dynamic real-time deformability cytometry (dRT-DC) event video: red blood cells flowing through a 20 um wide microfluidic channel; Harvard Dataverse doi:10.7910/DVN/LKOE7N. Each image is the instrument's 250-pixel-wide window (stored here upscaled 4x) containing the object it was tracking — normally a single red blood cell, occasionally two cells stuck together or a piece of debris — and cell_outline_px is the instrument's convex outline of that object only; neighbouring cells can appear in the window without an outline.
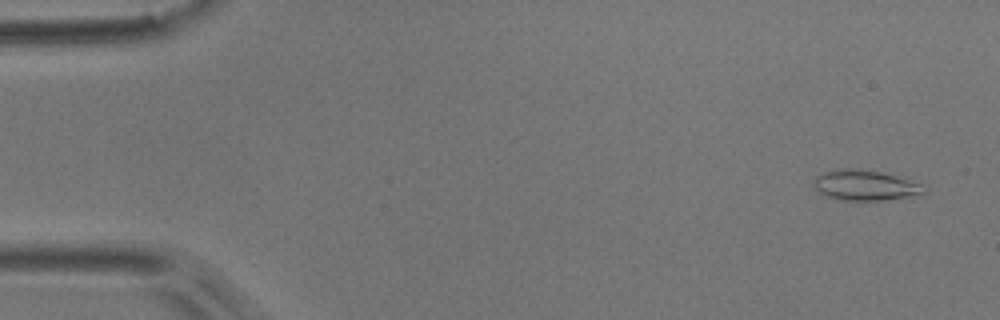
{"species": "common noctule bat (a hibernating species)", "species_latin": "Nyctalus noctula", "temperature_condition": "room temperature", "stored_images_in_passage": 4, "camera_frame_rate_fps": 3000, "um_per_image_px": 0.085, "animal": {"sex": "male", "body_mass_g": 17.9}, "frame": {"image": 1, "passage_image": 1, "time_ms": 0.0, "image_size_px": [1000, 320], "cell_outline_px": [[928, 192], [908, 196], [880, 200], [836, 200], [820, 192], [816, 188], [812, 180], [816, 176], [824, 172], [840, 168], [848, 168], [880, 172], [920, 184]], "centroid_in_image_um": [73.46, 15.75], "position_along_channel_um": 11.5, "area_um2": 18.96}}